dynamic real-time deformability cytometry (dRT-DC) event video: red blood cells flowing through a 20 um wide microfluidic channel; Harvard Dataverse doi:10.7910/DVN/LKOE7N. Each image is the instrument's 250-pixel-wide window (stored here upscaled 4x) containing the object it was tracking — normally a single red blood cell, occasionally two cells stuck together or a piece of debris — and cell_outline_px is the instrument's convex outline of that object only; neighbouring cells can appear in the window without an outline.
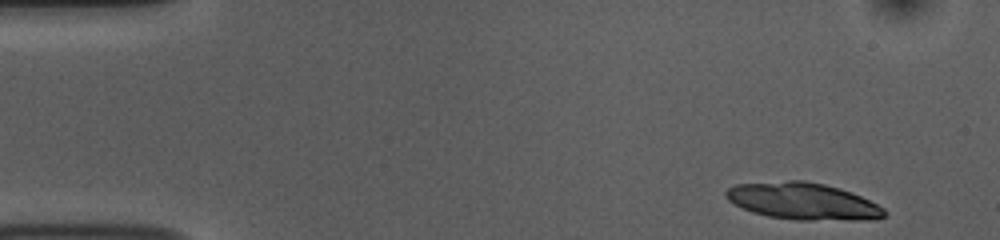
{"species": "common noctule bat (a hibernating species)", "species_latin": "Nyctalus noctula", "temperature_condition": "room temperature", "stored_images_in_passage": 37, "camera_frame_rate_fps": 3000, "um_per_image_px": 0.085, "animal": {"sex": "female", "body_mass_g": 10.0, "forearm_length_mm": 53.1}, "frame": {"image": 1, "passage_image": 1, "time_ms": 0.0, "image_size_px": [1000, 240], "cell_outline_px": [[888, 212], [884, 216], [864, 220], [796, 220], [768, 216], [752, 212], [728, 200], [724, 196], [724, 192], [728, 188], [736, 184], [788, 180], [804, 180], [824, 184], [840, 188], [852, 192], [884, 208]], "centroid_in_image_um": [68.24, 17.1], "position_along_channel_um": 16.8, "area_um2": 34.04}}
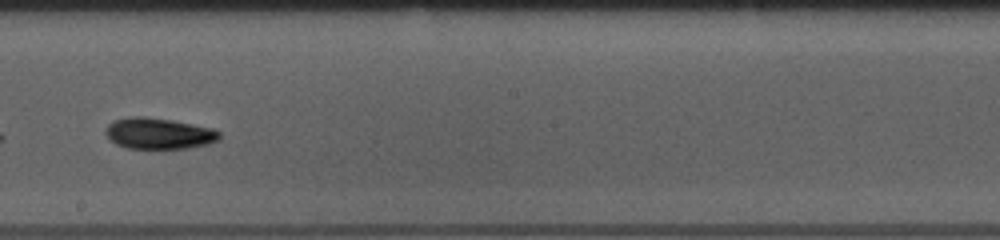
{"frame": {"image": 2, "passage_image": 27, "time_ms": 8.667, "image_size_px": [1000, 240], "cell_outline_px": [[220, 140], [208, 144], [188, 148], [128, 148], [116, 144], [104, 132], [108, 124], [116, 120], [132, 116], [144, 116], [172, 120], [212, 128], [220, 132]], "centroid_in_image_um": [13.52, 11.34], "position_along_channel_um": 234.7, "area_um2": 20.52}}
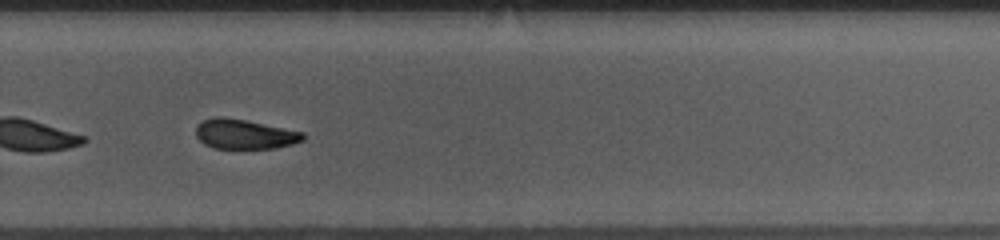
{"frame": {"image": 3, "passage_image": 33, "time_ms": 10.667, "image_size_px": [1000, 240], "cell_outline_px": [[304, 140], [292, 144], [276, 148], [216, 148], [204, 144], [196, 136], [196, 124], [204, 120], [216, 116], [220, 116], [244, 120], [304, 132]], "centroid_in_image_um": [20.77, 11.4], "position_along_channel_um": 309.0, "area_um2": 18.38}}